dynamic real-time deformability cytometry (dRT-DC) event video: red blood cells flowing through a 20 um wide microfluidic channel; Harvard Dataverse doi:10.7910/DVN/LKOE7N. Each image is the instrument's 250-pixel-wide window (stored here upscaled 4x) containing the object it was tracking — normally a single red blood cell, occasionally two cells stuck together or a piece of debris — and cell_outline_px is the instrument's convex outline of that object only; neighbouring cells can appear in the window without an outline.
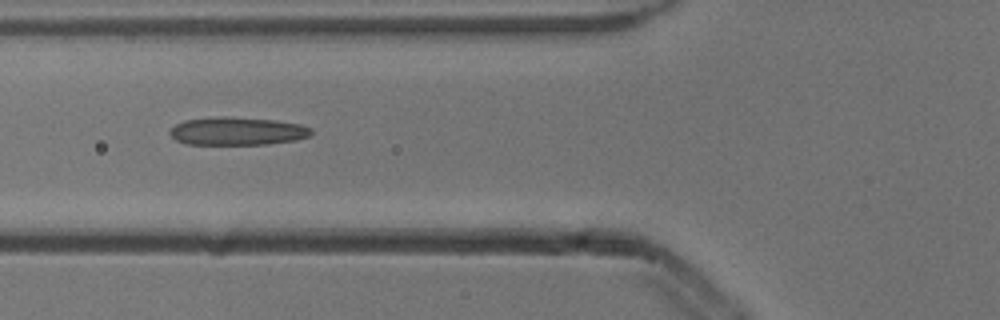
{"species": "common noctule bat (a hibernating species)", "species_latin": "Nyctalus noctula", "temperature_condition": "cold", "stored_images_in_passage": 8, "camera_frame_rate_fps": 3000, "um_per_image_px": 0.085, "animal": {"sex": "male", "body_mass_g": 13.3}, "frame": {"image": 1, "passage_image": 7, "time_ms": 2.0, "image_size_px": [1000, 320], "cell_outline_px": [[312, 132], [308, 136], [296, 140], [268, 144], [188, 144], [176, 140], [168, 132], [176, 124], [184, 120], [216, 116], [220, 116], [276, 120], [300, 124], [312, 128]], "centroid_in_image_um": [20.17, 11.14], "position_along_channel_um": 105.6, "area_um2": 23.06}}
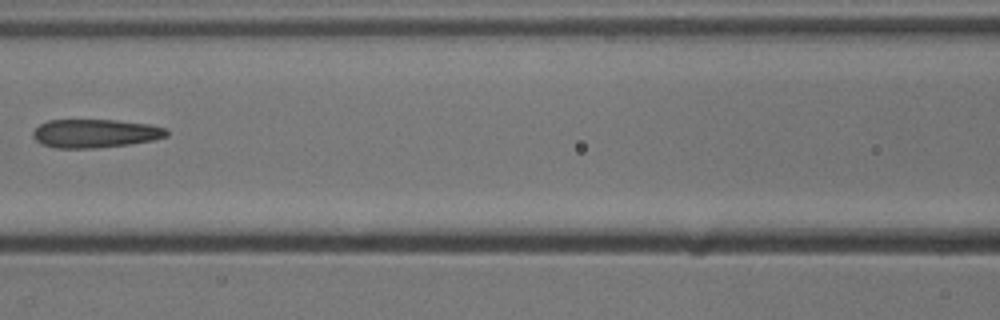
{"frame": {"image": 2, "passage_image": 8, "time_ms": 2.333, "image_size_px": [1000, 320], "cell_outline_px": [[168, 136], [152, 140], [128, 144], [96, 148], [56, 148], [40, 144], [32, 136], [32, 132], [40, 124], [48, 120], [116, 120], [148, 124], [168, 128]], "centroid_in_image_um": [8.08, 11.34], "position_along_channel_um": 158.5, "area_um2": 22.25}}